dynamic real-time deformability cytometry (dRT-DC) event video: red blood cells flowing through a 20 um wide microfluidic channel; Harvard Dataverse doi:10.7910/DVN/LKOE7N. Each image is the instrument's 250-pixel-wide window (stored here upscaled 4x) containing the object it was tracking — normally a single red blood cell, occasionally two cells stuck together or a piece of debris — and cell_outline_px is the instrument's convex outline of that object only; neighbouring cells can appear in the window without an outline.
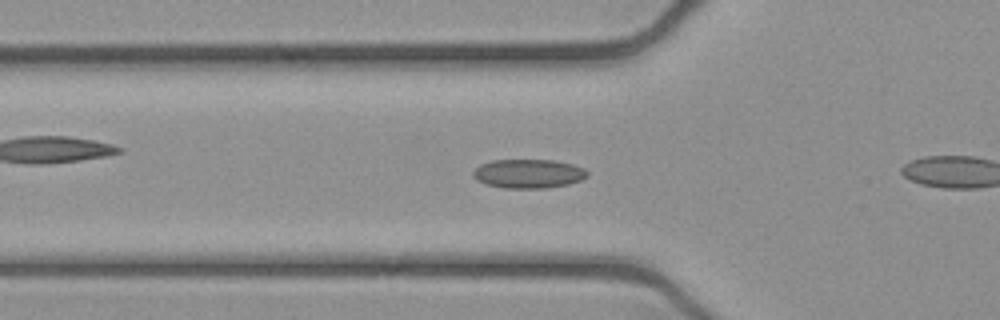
{"species": "common noctule bat (a hibernating species)", "species_latin": "Nyctalus noctula", "temperature_condition": "cold", "stored_images_in_passage": 42, "camera_frame_rate_fps": 3000, "um_per_image_px": 0.085, "animal": {"sex": "female", "body_mass_g": 21.9}, "frame": {"image": 1, "passage_image": 17, "time_ms": 5.333, "image_size_px": [1000, 320], "cell_outline_px": [[588, 176], [580, 180], [568, 184], [548, 188], [504, 188], [484, 184], [476, 180], [472, 176], [472, 172], [480, 164], [492, 160], [552, 160], [572, 164], [584, 168], [588, 172]], "centroid_in_image_um": [44.89, 14.76], "position_along_channel_um": 80.9, "area_um2": 19.42}}
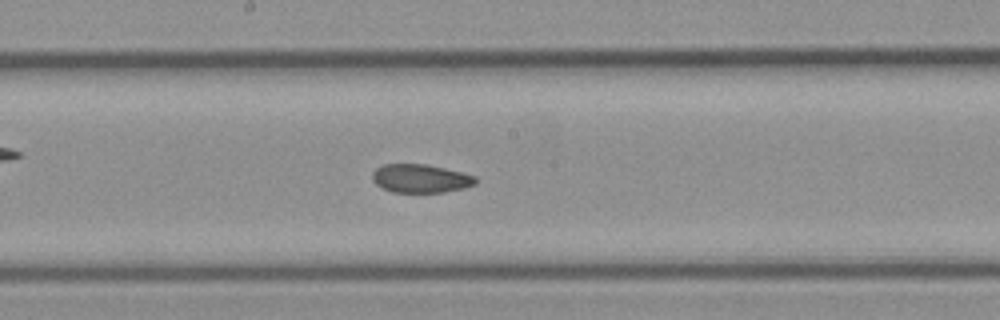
{"frame": {"image": 2, "passage_image": 27, "time_ms": 8.667, "image_size_px": [1000, 320], "cell_outline_px": [[476, 184], [464, 188], [444, 192], [392, 192], [380, 188], [372, 180], [372, 172], [376, 168], [384, 164], [428, 164], [476, 176]], "centroid_in_image_um": [35.72, 15.17], "position_along_channel_um": 212.5, "area_um2": 17.22}}
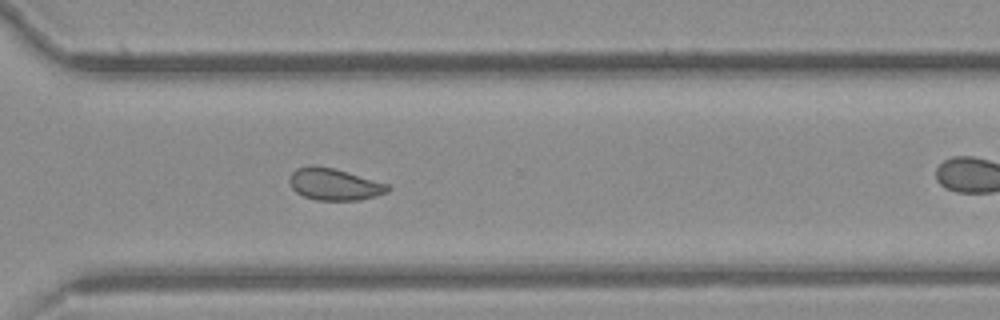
{"frame": {"image": 3, "passage_image": 37, "time_ms": 12.0, "image_size_px": [1000, 320], "cell_outline_px": [[392, 188], [388, 192], [376, 196], [360, 200], [316, 200], [304, 196], [296, 192], [292, 188], [288, 180], [292, 172], [296, 168], [332, 168], [388, 184]], "centroid_in_image_um": [28.45, 15.71], "position_along_channel_um": 342.2, "area_um2": 17.69}}